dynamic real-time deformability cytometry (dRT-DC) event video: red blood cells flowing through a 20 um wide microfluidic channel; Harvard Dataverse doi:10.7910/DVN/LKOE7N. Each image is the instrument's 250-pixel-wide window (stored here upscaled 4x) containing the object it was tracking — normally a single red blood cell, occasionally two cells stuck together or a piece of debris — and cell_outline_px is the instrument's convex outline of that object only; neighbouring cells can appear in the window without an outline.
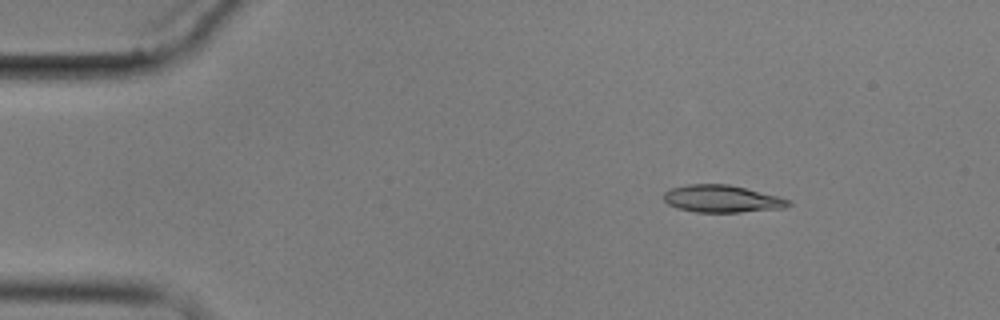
{"species": "common noctule bat (a hibernating species)", "species_latin": "Nyctalus noctula", "temperature_condition": "cold", "stored_images_in_passage": 5, "camera_frame_rate_fps": 3000, "um_per_image_px": 0.085, "animal": {"sex": "male", "body_mass_g": 17.9}, "frame": {"image": 1, "passage_image": 3, "time_ms": 2.333, "image_size_px": [1000, 320], "cell_outline_px": [[792, 204], [784, 208], [740, 212], [696, 212], [676, 208], [668, 204], [664, 200], [664, 192], [672, 188], [688, 184], [728, 184], [780, 196], [792, 200]], "centroid_in_image_um": [61.4, 16.9], "position_along_channel_um": 23.6, "area_um2": 19.94}}